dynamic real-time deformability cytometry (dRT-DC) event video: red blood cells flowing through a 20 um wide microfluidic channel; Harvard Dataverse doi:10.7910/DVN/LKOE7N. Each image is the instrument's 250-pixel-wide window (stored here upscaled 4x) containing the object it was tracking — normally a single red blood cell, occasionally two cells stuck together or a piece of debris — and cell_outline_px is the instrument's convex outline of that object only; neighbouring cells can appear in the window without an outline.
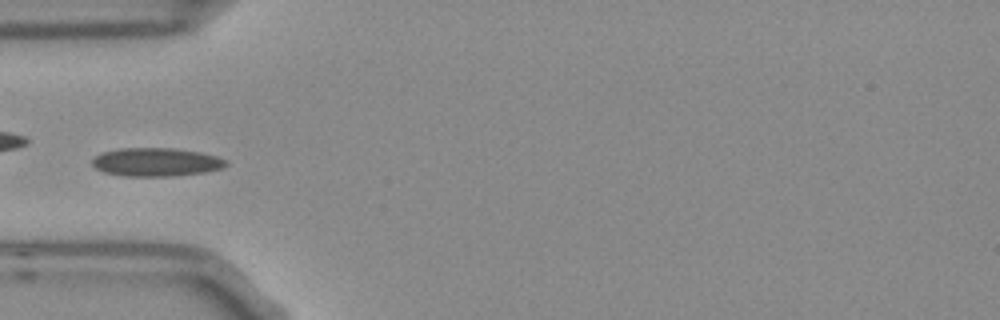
{"species": "Egyptian fruit bat (a non-hibernating species)", "species_latin": "Rousettus aegyptiacus", "temperature_condition": "room temperature", "stored_images_in_passage": 4, "camera_frame_rate_fps": 3000, "um_per_image_px": 0.085, "frame": {"image": 1, "passage_image": 4, "time_ms": 1.0, "image_size_px": [1000, 320], "cell_outline_px": [[228, 164], [220, 168], [204, 172], [176, 176], [120, 176], [104, 172], [96, 168], [92, 164], [92, 160], [96, 156], [104, 152], [120, 148], [172, 148], [200, 152], [216, 156], [228, 160]], "centroid_in_image_um": [13.27, 13.78], "position_along_channel_um": 71.7, "area_um2": 22.14}}